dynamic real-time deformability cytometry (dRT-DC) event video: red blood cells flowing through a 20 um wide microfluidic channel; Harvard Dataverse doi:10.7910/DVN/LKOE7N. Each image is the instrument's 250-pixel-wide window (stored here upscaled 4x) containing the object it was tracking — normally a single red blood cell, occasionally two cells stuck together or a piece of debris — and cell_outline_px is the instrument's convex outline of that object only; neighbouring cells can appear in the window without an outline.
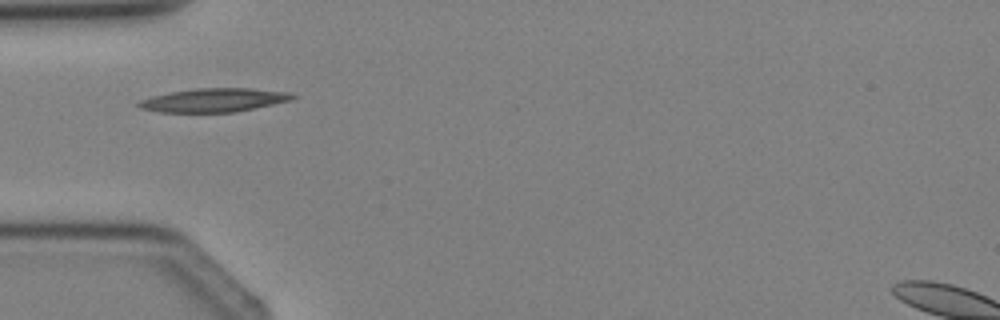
{"species": "Egyptian fruit bat (a non-hibernating species)", "species_latin": "Rousettus aegyptiacus", "temperature_condition": "cold", "stored_images_in_passage": 1, "camera_frame_rate_fps": 3000, "um_per_image_px": 0.085, "animal": {"sex": "female"}, "frame": {"image": 1, "passage_image": 1, "time_ms": 0.0, "image_size_px": [1000, 320], "cell_outline_px": [[296, 96], [288, 100], [272, 104], [236, 112], [160, 112], [140, 108], [136, 104], [140, 100], [152, 96], [172, 92], [196, 88], [252, 88], [288, 92]], "centroid_in_image_um": [18.14, 8.51], "position_along_channel_um": 66.9, "area_um2": 20.92}}